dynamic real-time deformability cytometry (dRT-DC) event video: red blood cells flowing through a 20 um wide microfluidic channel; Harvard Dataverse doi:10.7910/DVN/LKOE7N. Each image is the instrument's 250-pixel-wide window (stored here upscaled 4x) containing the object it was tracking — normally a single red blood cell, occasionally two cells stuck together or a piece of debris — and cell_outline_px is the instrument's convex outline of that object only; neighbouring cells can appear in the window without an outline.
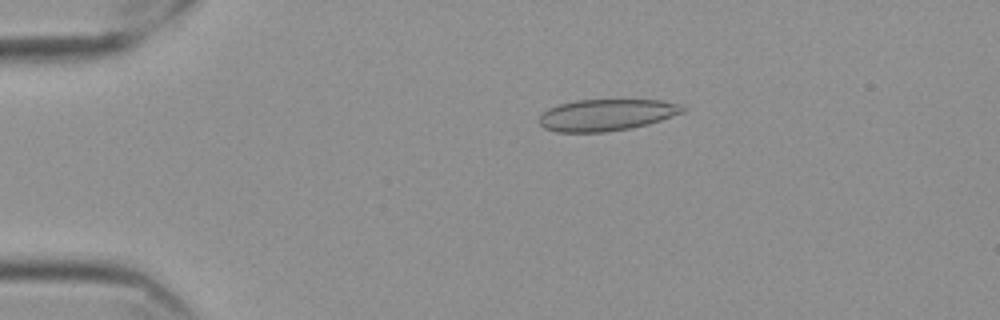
{"species": "Egyptian fruit bat (a non-hibernating species)", "species_latin": "Rousettus aegyptiacus", "temperature_condition": "cold", "stored_images_in_passage": 57, "camera_frame_rate_fps": 3000, "um_per_image_px": 0.085, "frame": {"image": 1, "passage_image": 12, "time_ms": 3.667, "image_size_px": [1000, 320], "cell_outline_px": [[688, 108], [684, 112], [648, 124], [628, 128], [604, 132], [556, 132], [544, 128], [540, 124], [540, 112], [548, 108], [560, 104], [576, 100], [660, 100], [684, 104]], "centroid_in_image_um": [51.57, 9.76], "position_along_channel_um": 33.4, "area_um2": 26.53}}
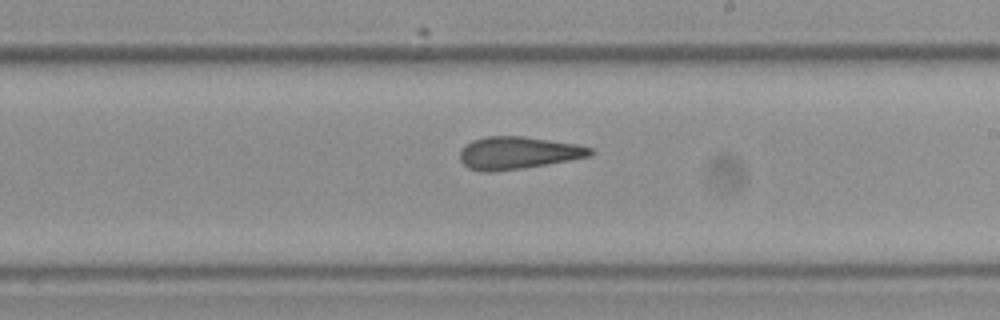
{"frame": {"image": 2, "passage_image": 34, "time_ms": 11.0, "image_size_px": [1000, 320], "cell_outline_px": [[596, 152], [592, 156], [520, 168], [488, 172], [480, 172], [468, 168], [460, 160], [460, 148], [464, 144], [472, 140], [488, 136], [524, 136], [576, 144], [592, 148]], "centroid_in_image_um": [44.0, 12.98], "position_along_channel_um": 245.0, "area_um2": 24.62}}
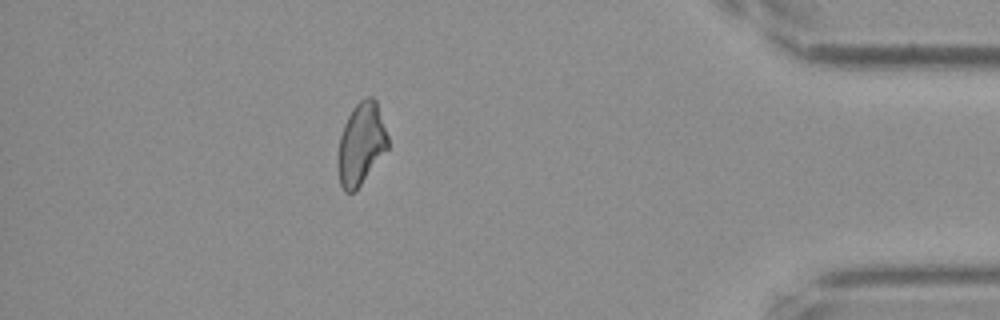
{"frame": {"image": 3, "passage_image": 51, "time_ms": 16.667, "image_size_px": [1000, 320], "cell_outline_px": [[388, 148], [356, 192], [344, 192], [340, 184], [336, 164], [336, 160], [340, 136], [344, 124], [352, 108], [360, 100], [368, 96], [372, 96], [376, 100], [388, 136]], "centroid_in_image_um": [30.67, 12.26], "position_along_channel_um": 404.5, "area_um2": 24.16}, "authors_computed_cell_mechanics": {"area_um2": 24.7962, "velocity_mm_per_s": 3.5548, "shape_relaxation_time_tau1_ms": null, "shape_relaxation_time_tau2_ms": 2.8521, "deformation_change_tau1": null, "deformation_change_tau2": 0.1142}}